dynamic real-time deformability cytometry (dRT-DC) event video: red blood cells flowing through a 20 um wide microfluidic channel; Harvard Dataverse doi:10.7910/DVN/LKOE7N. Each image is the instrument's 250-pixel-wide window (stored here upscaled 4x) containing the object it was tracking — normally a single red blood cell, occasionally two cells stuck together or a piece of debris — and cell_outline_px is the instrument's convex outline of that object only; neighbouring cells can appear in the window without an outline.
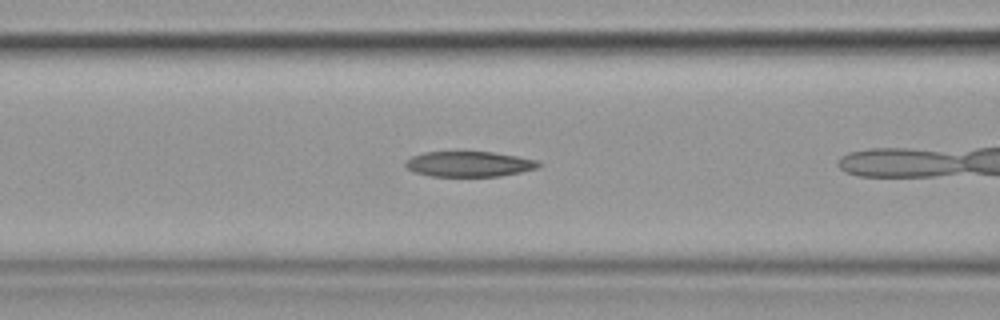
{"species": "common noctule bat (a hibernating species)", "species_latin": "Nyctalus noctula", "temperature_condition": "cold", "stored_images_in_passage": 18, "camera_frame_rate_fps": 3000, "um_per_image_px": 0.085, "animal": {"sex": "female", "body_mass_g": 19.9}, "frame": {"image": 1, "passage_image": 6, "time_ms": 1.667, "image_size_px": [1000, 320], "cell_outline_px": [[544, 164], [536, 168], [520, 172], [500, 176], [432, 176], [416, 172], [408, 168], [404, 164], [412, 156], [424, 152], [492, 152], [516, 156], [536, 160]], "centroid_in_image_um": [39.9, 13.94], "position_along_channel_um": 126.7, "area_um2": 19.42}}
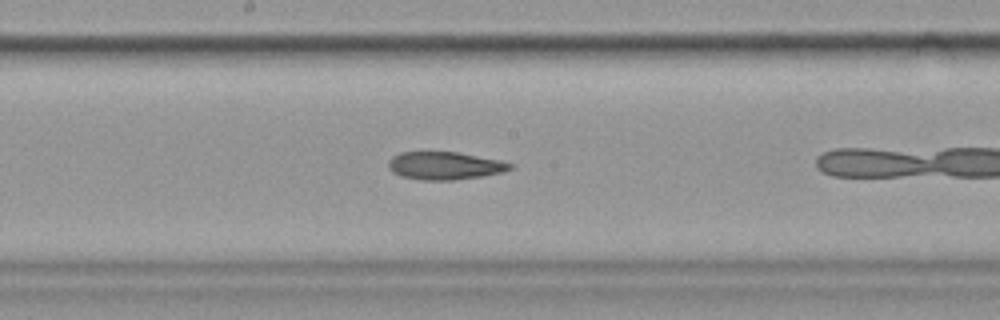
{"frame": {"image": 2, "passage_image": 13, "time_ms": 4.0, "image_size_px": [1000, 320], "cell_outline_px": [[516, 164], [512, 168], [504, 172], [456, 180], [420, 180], [400, 176], [392, 172], [388, 168], [388, 160], [392, 156], [400, 152], [456, 152], [500, 160]], "centroid_in_image_um": [37.79, 14.09], "position_along_channel_um": 210.4, "area_um2": 19.88}}
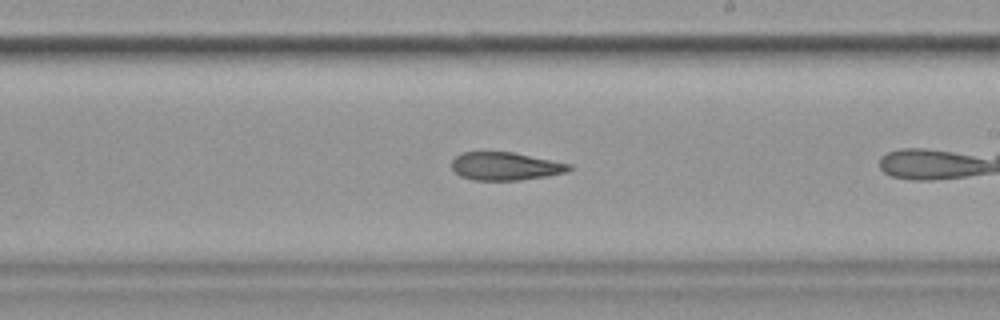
{"frame": {"image": 3, "passage_image": 16, "time_ms": 5.0, "image_size_px": [1000, 320], "cell_outline_px": [[572, 168], [568, 172], [548, 176], [520, 180], [472, 180], [460, 176], [452, 168], [452, 160], [456, 156], [464, 152], [512, 152], [572, 164]], "centroid_in_image_um": [42.98, 14.13], "position_along_channel_um": 246.0, "area_um2": 19.19}}